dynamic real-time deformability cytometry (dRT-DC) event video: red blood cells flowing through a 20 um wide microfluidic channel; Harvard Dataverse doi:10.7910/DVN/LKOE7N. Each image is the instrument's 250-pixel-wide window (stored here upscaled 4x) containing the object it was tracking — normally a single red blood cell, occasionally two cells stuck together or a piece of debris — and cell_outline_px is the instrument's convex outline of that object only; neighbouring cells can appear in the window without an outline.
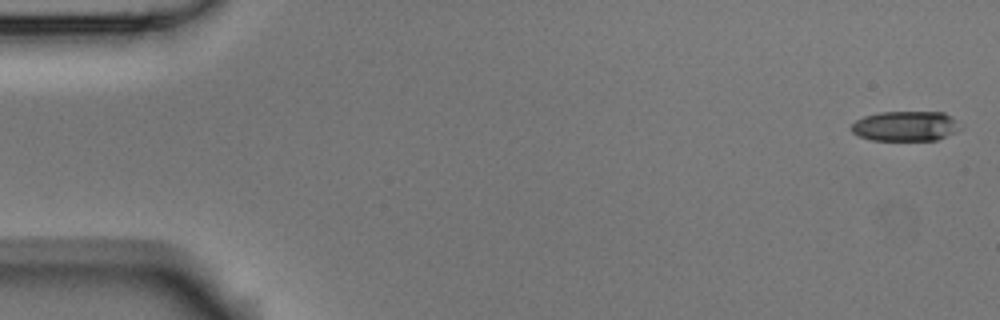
{"species": "Egyptian fruit bat (a non-hibernating species)", "species_latin": "Rousettus aegyptiacus", "temperature_condition": "room temperature", "stored_images_in_passage": 4, "camera_frame_rate_fps": 3000, "um_per_image_px": 0.085, "animal": {"sex": "male"}, "frame": {"image": 1, "passage_image": 1, "time_ms": 0.0, "image_size_px": [1000, 320], "cell_outline_px": [[956, 132], [936, 140], [872, 140], [860, 136], [852, 132], [852, 124], [856, 120], [864, 116], [880, 112], [944, 112], [952, 116], [956, 120]], "centroid_in_image_um": [76.94, 10.71], "position_along_channel_um": 8.1, "area_um2": 18.79}}